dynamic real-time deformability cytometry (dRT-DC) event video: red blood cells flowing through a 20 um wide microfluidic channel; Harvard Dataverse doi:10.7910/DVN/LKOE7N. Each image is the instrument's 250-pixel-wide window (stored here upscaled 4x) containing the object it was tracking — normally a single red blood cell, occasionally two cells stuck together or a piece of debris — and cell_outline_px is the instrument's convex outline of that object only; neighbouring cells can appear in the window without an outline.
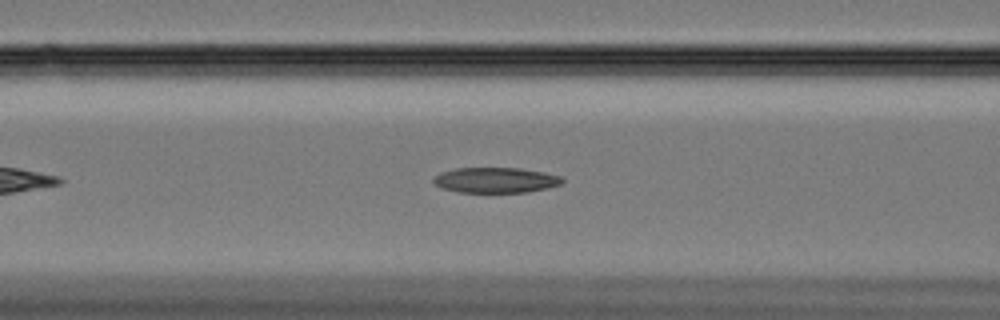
{"species": "Egyptian fruit bat (a non-hibernating species)", "species_latin": "Rousettus aegyptiacus", "temperature_condition": "cold", "stored_images_in_passage": 42, "camera_frame_rate_fps": 3000, "um_per_image_px": 0.085, "animal": {"sex": "female"}, "frame": {"image": 1, "passage_image": 12, "time_ms": 3.667, "image_size_px": [1000, 320], "cell_outline_px": [[564, 180], [560, 184], [544, 188], [524, 192], [460, 192], [444, 188], [436, 184], [432, 180], [440, 172], [456, 168], [520, 168], [544, 172], [560, 176]], "centroid_in_image_um": [42.12, 15.3], "position_along_channel_um": 124.5, "area_um2": 18.73}}
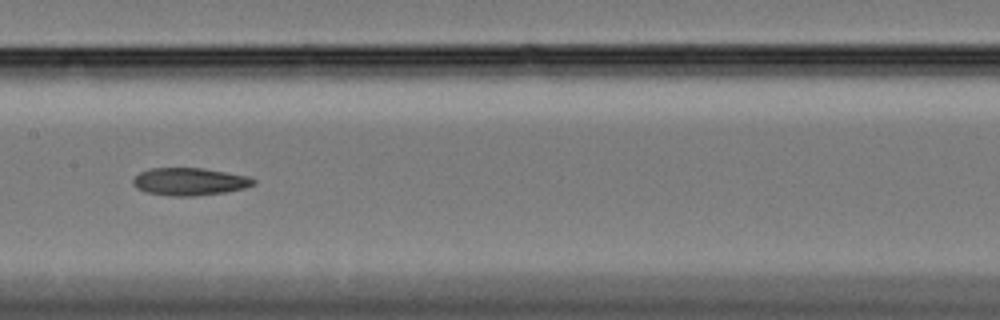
{"frame": {"image": 2, "passage_image": 18, "time_ms": 5.667, "image_size_px": [1000, 320], "cell_outline_px": [[256, 184], [244, 188], [224, 192], [192, 196], [176, 196], [148, 192], [136, 188], [132, 184], [132, 180], [140, 172], [152, 168], [204, 168], [248, 176], [256, 180]], "centroid_in_image_um": [16.13, 15.42], "position_along_channel_um": 191.3, "area_um2": 19.19}}
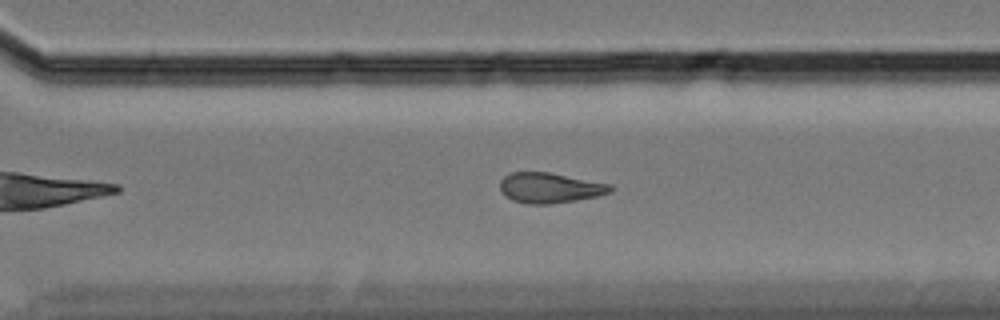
{"frame": {"image": 3, "passage_image": 30, "time_ms": 9.667, "image_size_px": [1000, 320], "cell_outline_px": [[612, 192], [596, 196], [576, 200], [552, 204], [528, 204], [512, 200], [500, 188], [500, 180], [504, 176], [512, 172], [548, 172], [608, 184], [612, 188]], "centroid_in_image_um": [46.71, 15.97], "position_along_channel_um": 323.9, "area_um2": 19.13}}